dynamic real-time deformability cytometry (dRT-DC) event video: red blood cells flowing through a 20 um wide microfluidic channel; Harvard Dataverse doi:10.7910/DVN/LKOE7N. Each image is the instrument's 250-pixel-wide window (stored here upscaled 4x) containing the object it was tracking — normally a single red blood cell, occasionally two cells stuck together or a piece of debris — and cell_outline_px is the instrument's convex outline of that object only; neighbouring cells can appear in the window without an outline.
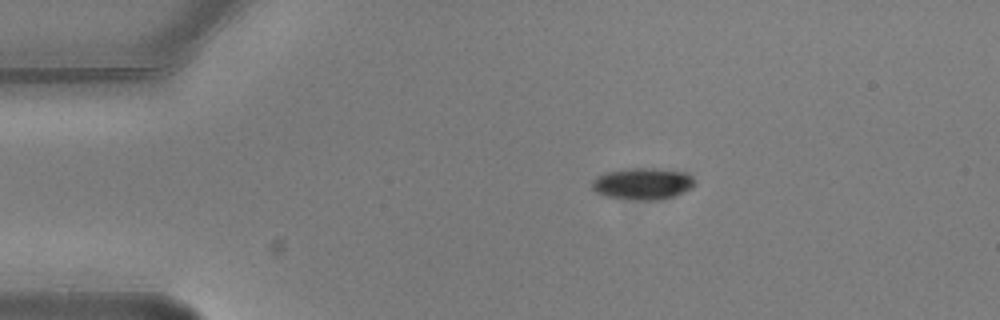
{"species": "common noctule bat (a hibernating species)", "species_latin": "Nyctalus noctula", "temperature_condition": "warm", "stored_images_in_passage": 4, "camera_frame_rate_fps": 3000, "um_per_image_px": 0.085, "animal": {"sex": "male", "body_mass_g": 20.5, "forearm_length_mm": 52.5}, "frame": {"image": 1, "passage_image": 1, "time_ms": 0.0, "image_size_px": [1000, 320], "cell_outline_px": [[696, 184], [692, 188], [676, 196], [660, 200], [640, 200], [604, 196], [596, 192], [592, 188], [592, 180], [596, 176], [608, 172], [632, 168], [652, 168], [688, 172], [696, 180]], "centroid_in_image_um": [54.68, 15.62], "position_along_channel_um": 30.3, "area_um2": 19.19}}
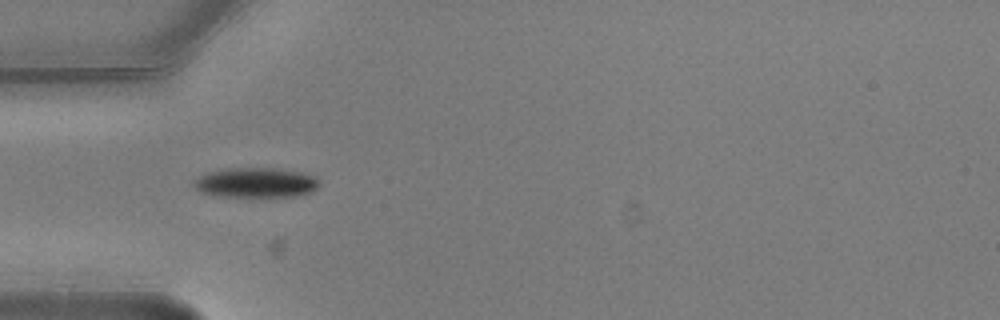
{"frame": {"image": 2, "passage_image": 3, "time_ms": 0.667, "image_size_px": [1000, 320], "cell_outline_px": [[320, 184], [312, 192], [292, 196], [216, 196], [200, 192], [192, 184], [200, 176], [208, 172], [228, 168], [276, 168], [300, 172], [312, 176]], "centroid_in_image_um": [21.72, 15.52], "position_along_channel_um": 63.3, "area_um2": 21.56}}
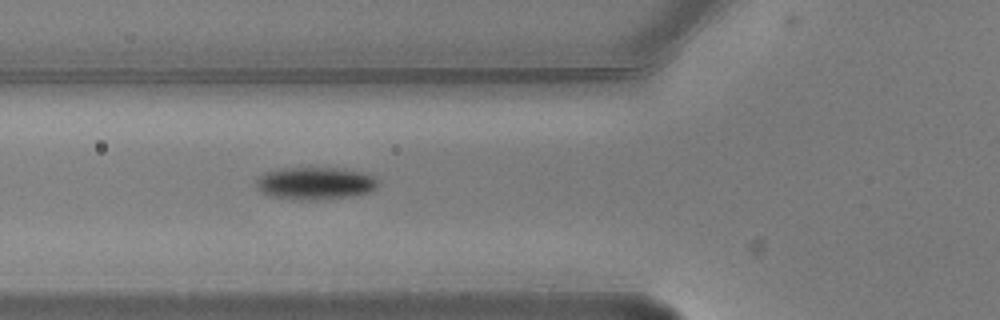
{"frame": {"image": 3, "passage_image": 4, "time_ms": 1.0, "image_size_px": [1000, 320], "cell_outline_px": [[376, 188], [368, 192], [352, 196], [312, 200], [292, 200], [268, 196], [260, 192], [256, 184], [256, 180], [260, 176], [268, 172], [288, 168], [336, 168], [360, 172], [372, 176], [376, 180]], "centroid_in_image_um": [26.74, 15.6], "position_along_channel_um": 99.1, "area_um2": 22.77}}